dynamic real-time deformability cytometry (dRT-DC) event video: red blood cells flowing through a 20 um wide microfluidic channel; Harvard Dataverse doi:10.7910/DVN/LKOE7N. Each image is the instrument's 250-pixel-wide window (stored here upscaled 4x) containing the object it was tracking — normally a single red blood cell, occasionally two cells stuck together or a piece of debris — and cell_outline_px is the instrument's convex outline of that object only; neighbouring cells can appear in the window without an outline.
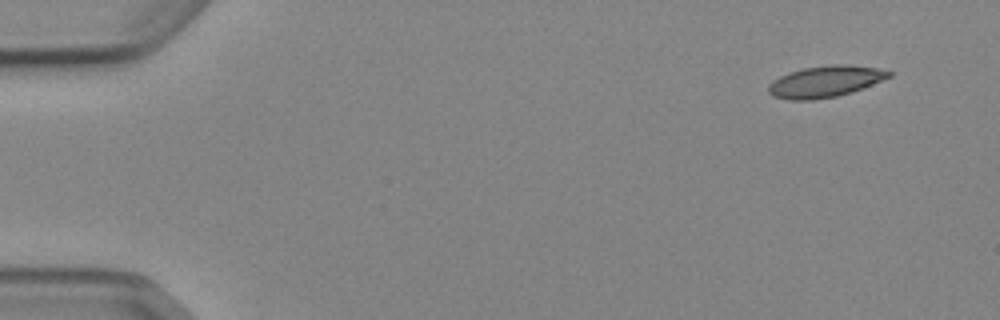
{"species": "Egyptian fruit bat (a non-hibernating species)", "species_latin": "Rousettus aegyptiacus", "temperature_condition": "cold", "stored_images_in_passage": 6, "camera_frame_rate_fps": 3000, "um_per_image_px": 0.085, "animal": {"sex": "female"}, "frame": {"image": 1, "passage_image": 1, "time_ms": 0.0, "image_size_px": [1000, 320], "cell_outline_px": [[892, 76], [852, 92], [836, 96], [812, 100], [788, 100], [772, 96], [768, 92], [768, 84], [772, 80], [788, 72], [804, 68], [832, 64], [844, 64], [876, 68], [892, 72]], "centroid_in_image_um": [70.09, 6.93], "position_along_channel_um": 14.9, "area_um2": 22.02}}
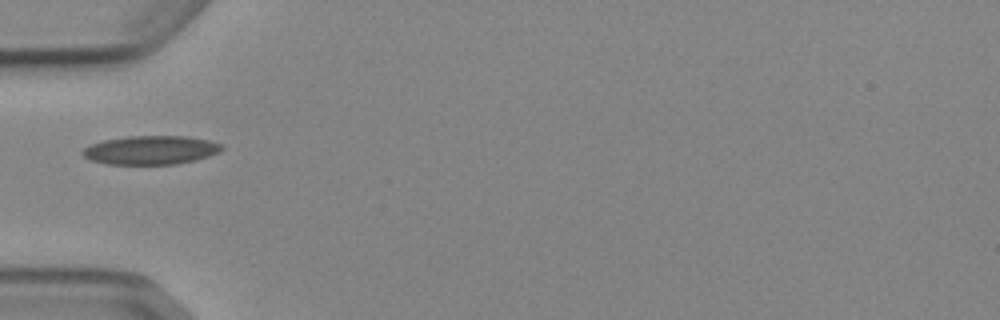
{"frame": {"image": 2, "passage_image": 5, "time_ms": 4.667, "image_size_px": [1000, 320], "cell_outline_px": [[224, 148], [220, 152], [196, 160], [176, 164], [108, 164], [88, 160], [80, 152], [84, 148], [92, 144], [104, 140], [128, 136], [184, 136], [208, 140], [224, 144]], "centroid_in_image_um": [12.83, 12.76], "position_along_channel_um": 72.2, "area_um2": 23.41}}
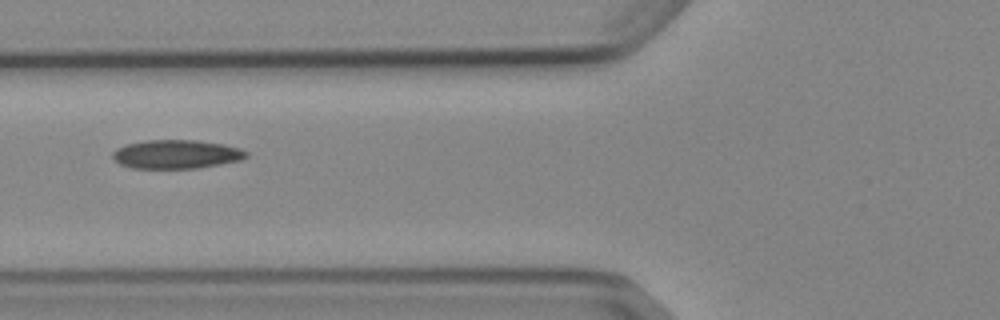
{"frame": {"image": 3, "passage_image": 6, "time_ms": 5.667, "image_size_px": [1000, 320], "cell_outline_px": [[248, 156], [240, 160], [200, 168], [132, 168], [120, 164], [112, 156], [112, 152], [116, 148], [128, 144], [148, 140], [196, 140], [224, 144], [240, 148], [248, 152]], "centroid_in_image_um": [15.01, 13.11], "position_along_channel_um": 110.8, "area_um2": 22.37}}